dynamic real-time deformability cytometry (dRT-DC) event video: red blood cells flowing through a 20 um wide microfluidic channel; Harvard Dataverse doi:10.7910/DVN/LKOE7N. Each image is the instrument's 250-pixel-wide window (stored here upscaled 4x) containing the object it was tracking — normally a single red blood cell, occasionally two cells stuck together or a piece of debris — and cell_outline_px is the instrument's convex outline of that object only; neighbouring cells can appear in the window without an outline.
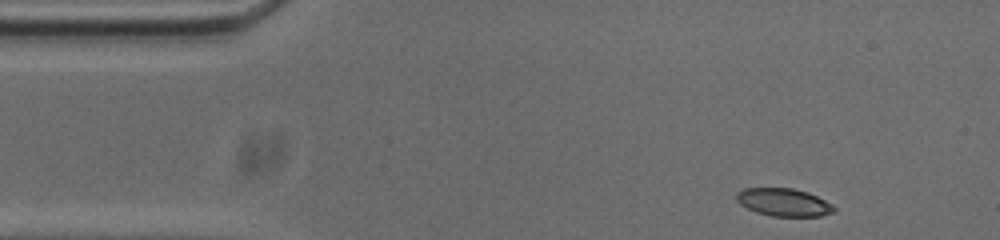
{"species": "common noctule bat (a hibernating species)", "species_latin": "Nyctalus noctula", "temperature_condition": "cold", "stored_images_in_passage": 49, "camera_frame_rate_fps": 3000, "um_per_image_px": 0.085, "animal": {"sex": "male", "body_mass_g": 20.0, "forearm_length_mm": 53.3}, "frame": {"image": 1, "passage_image": 1, "time_ms": 0.0, "image_size_px": [1000, 240], "cell_outline_px": [[836, 212], [820, 216], [772, 216], [756, 212], [740, 204], [736, 200], [736, 192], [744, 188], [792, 188], [808, 192], [832, 204], [836, 208]], "centroid_in_image_um": [66.62, 17.19], "position_along_channel_um": 18.4, "area_um2": 15.84}}
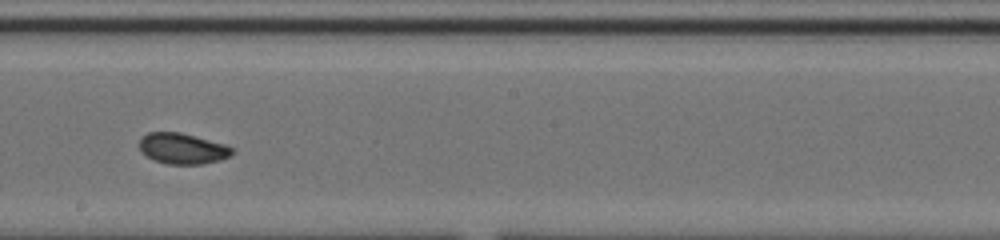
{"frame": {"image": 2, "passage_image": 24, "time_ms": 7.667, "image_size_px": [1000, 240], "cell_outline_px": [[236, 152], [232, 156], [220, 160], [204, 164], [168, 164], [156, 160], [140, 152], [140, 136], [148, 132], [180, 132], [224, 144], [236, 148]], "centroid_in_image_um": [15.56, 12.62], "position_along_channel_um": 232.6, "area_um2": 16.82}}
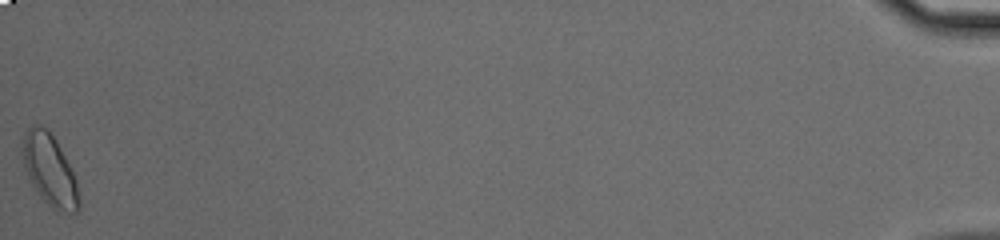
{"frame": {"image": 3, "passage_image": 49, "time_ms": 16.0, "image_size_px": [1000, 240], "cell_outline_px": [[80, 212], [56, 212], [40, 196], [32, 184], [24, 168], [20, 152], [20, 144], [28, 128], [32, 124], [40, 124], [48, 128], [56, 140], [76, 180], [80, 196]], "centroid_in_image_um": [4.2, 14.44], "position_along_channel_um": 431.0, "area_um2": 23.87}, "authors_computed_cell_mechanics": {"area_um2": 16.8198, "velocity_mm_per_s": 3.7223, "shape_relaxation_time_tau1_ms": 3.4354, "shape_relaxation_time_tau2_ms": 1.8388, "deformation_change_tau1": 0.1238, "deformation_change_tau2": 0.0627}}